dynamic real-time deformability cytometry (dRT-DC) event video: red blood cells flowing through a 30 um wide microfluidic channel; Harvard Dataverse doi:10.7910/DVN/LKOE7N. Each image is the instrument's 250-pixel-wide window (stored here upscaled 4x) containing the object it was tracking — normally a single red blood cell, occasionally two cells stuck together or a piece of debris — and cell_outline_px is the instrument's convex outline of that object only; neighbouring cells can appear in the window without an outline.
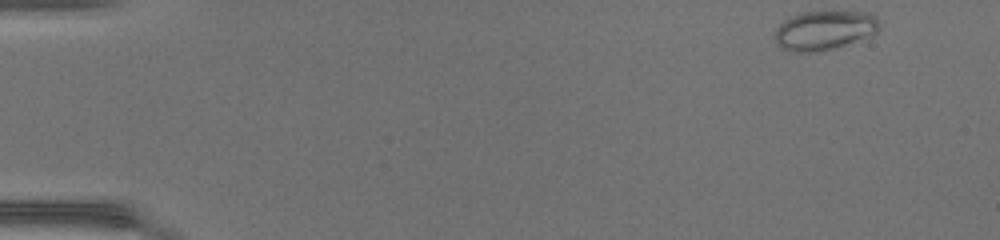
{"species": "common noctule bat (a hibernating species)", "species_latin": "Nyctalus noctula", "temperature_condition": "warm", "stored_images_in_passage": 46, "camera_frame_rate_fps": 3000, "um_per_image_px": 0.085, "animal": {"sex": "female", "body_mass_g": 17.0, "forearm_length_mm": 48.0}, "frame": {"image": 1, "passage_image": 1, "time_ms": 0.0, "image_size_px": [1000, 240], "cell_outline_px": [[880, 28], [876, 32], [832, 48], [812, 52], [792, 52], [780, 48], [776, 44], [776, 28], [784, 20], [792, 16], [804, 12], [868, 12], [880, 24]], "centroid_in_image_um": [70.0, 2.57], "position_along_channel_um": 15.0, "area_um2": 23.24}}
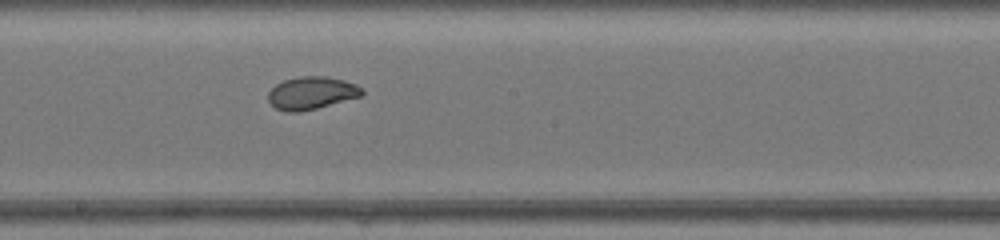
{"frame": {"image": 2, "passage_image": 25, "time_ms": 8.0, "image_size_px": [1000, 240], "cell_outline_px": [[364, 92], [360, 96], [316, 108], [296, 112], [288, 112], [276, 108], [268, 100], [268, 92], [276, 84], [284, 80], [300, 76], [328, 76], [344, 80], [356, 84]], "centroid_in_image_um": [26.46, 7.89], "position_along_channel_um": 221.7, "area_um2": 17.63}}
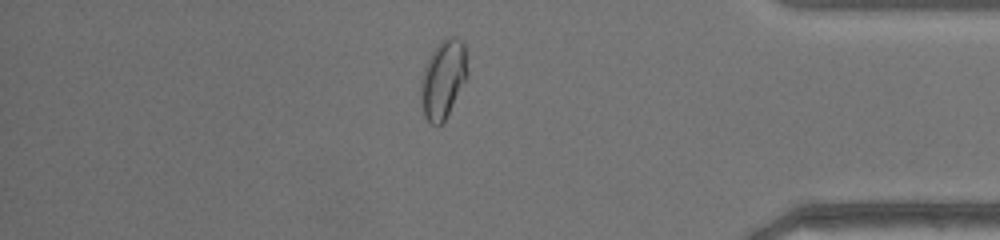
{"frame": {"image": 3, "passage_image": 39, "time_ms": 12.667, "image_size_px": [1000, 240], "cell_outline_px": [[468, 76], [444, 120], [440, 124], [432, 124], [424, 116], [420, 104], [420, 80], [424, 68], [432, 52], [440, 40], [448, 36], [456, 36], [464, 44], [468, 72]], "centroid_in_image_um": [37.65, 6.7], "position_along_channel_um": 397.5, "area_um2": 21.27}, "authors_computed_cell_mechanics": {"area_um2": 20.6057, "velocity_mm_per_s": 4.3482, "shape_relaxation_time_tau1_ms": null, "shape_relaxation_time_tau2_ms": 0.8465, "deformation_change_tau1": null, "deformation_change_tau2": 0.0443}}